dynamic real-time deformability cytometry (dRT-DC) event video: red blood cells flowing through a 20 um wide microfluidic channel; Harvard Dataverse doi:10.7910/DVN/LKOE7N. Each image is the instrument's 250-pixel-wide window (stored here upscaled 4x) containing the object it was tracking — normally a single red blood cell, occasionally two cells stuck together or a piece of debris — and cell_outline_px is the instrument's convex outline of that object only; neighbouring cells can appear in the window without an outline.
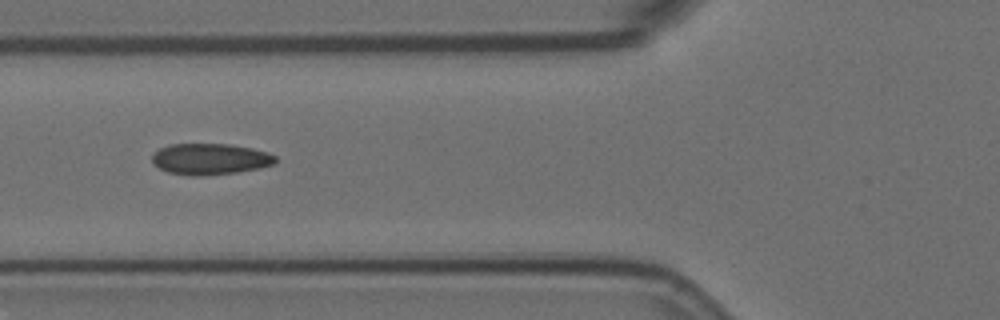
{"species": "Egyptian fruit bat (a non-hibernating species)", "species_latin": "Rousettus aegyptiacus", "temperature_condition": "room temperature", "stored_images_in_passage": 14, "camera_frame_rate_fps": 3000, "um_per_image_px": 0.085, "animal": {"sex": "female"}, "frame": {"image": 1, "passage_image": 6, "time_ms": 1.667, "image_size_px": [1000, 320], "cell_outline_px": [[276, 164], [260, 168], [236, 172], [200, 176], [192, 176], [168, 172], [152, 164], [152, 152], [168, 144], [228, 144], [252, 148], [268, 152], [276, 156]], "centroid_in_image_um": [17.85, 13.51], "position_along_channel_um": 108.0, "area_um2": 22.6}}
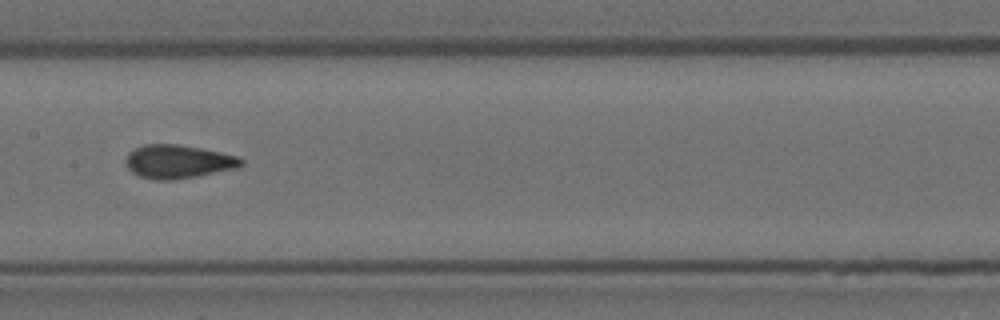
{"frame": {"image": 2, "passage_image": 8, "time_ms": 2.333, "image_size_px": [1000, 320], "cell_outline_px": [[244, 164], [240, 168], [196, 176], [172, 180], [156, 180], [140, 176], [132, 172], [124, 164], [124, 160], [128, 152], [144, 144], [180, 144], [220, 152], [236, 156], [244, 160]], "centroid_in_image_um": [15.13, 13.73], "position_along_channel_um": 192.3, "area_um2": 22.72}}
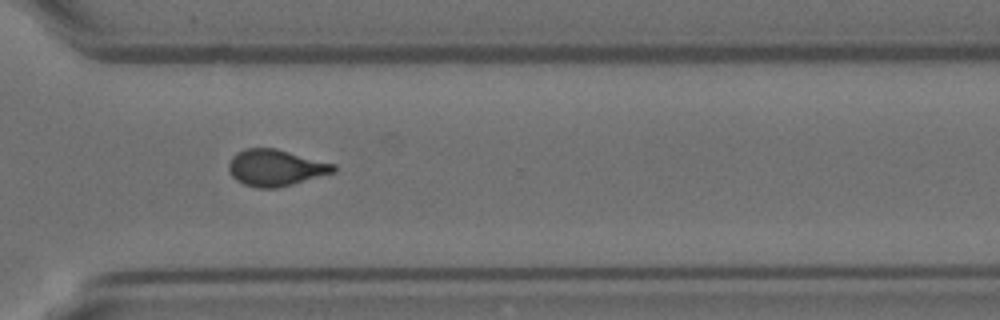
{"frame": {"image": 3, "passage_image": 12, "time_ms": 3.667, "image_size_px": [1000, 320], "cell_outline_px": [[336, 172], [292, 184], [276, 188], [256, 188], [244, 184], [236, 180], [232, 176], [228, 168], [228, 164], [232, 156], [236, 152], [244, 148], [276, 148], [336, 164]], "centroid_in_image_um": [23.42, 14.25], "position_along_channel_um": 347.2, "area_um2": 22.43}}